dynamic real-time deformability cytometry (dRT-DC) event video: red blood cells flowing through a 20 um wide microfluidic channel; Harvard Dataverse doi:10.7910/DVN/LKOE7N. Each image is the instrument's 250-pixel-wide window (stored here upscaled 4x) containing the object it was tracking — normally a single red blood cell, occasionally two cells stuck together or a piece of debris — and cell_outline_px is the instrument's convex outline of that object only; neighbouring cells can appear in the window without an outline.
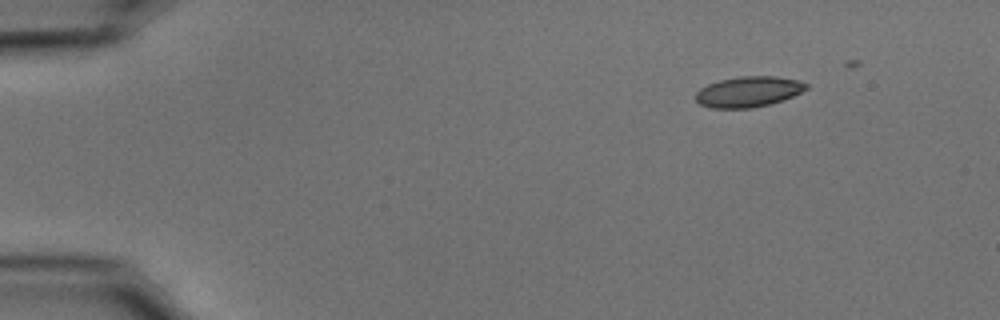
{"species": "common noctule bat (a hibernating species)", "species_latin": "Nyctalus noctula", "temperature_condition": "cold", "stored_images_in_passage": 18, "camera_frame_rate_fps": 3000, "um_per_image_px": 0.085, "animal": {"sex": "male", "body_mass_g": 15.6}, "frame": {"image": 1, "passage_image": 1, "time_ms": 0.0, "image_size_px": [1000, 320], "cell_outline_px": [[808, 88], [792, 96], [768, 104], [752, 108], [712, 108], [700, 104], [696, 100], [696, 92], [700, 88], [708, 84], [720, 80], [740, 76], [776, 76], [800, 80], [808, 84]], "centroid_in_image_um": [63.61, 7.78], "position_along_channel_um": 21.4, "area_um2": 19.59}}
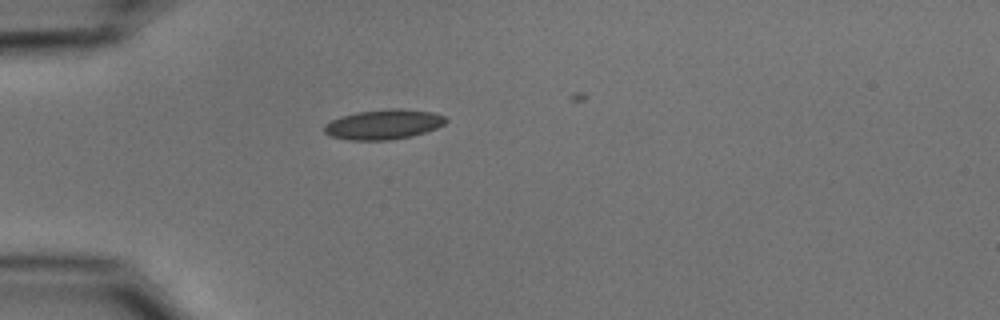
{"frame": {"image": 2, "passage_image": 10, "time_ms": 3.0, "image_size_px": [1000, 320], "cell_outline_px": [[448, 120], [444, 124], [436, 128], [412, 136], [392, 140], [348, 140], [332, 136], [324, 132], [324, 124], [340, 116], [356, 112], [388, 108], [400, 108], [432, 112], [444, 116]], "centroid_in_image_um": [32.6, 10.57], "position_along_channel_um": 52.4, "area_um2": 21.27}}
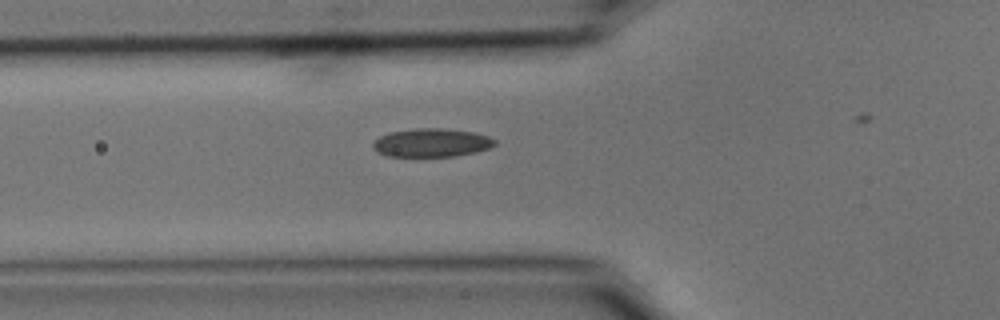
{"frame": {"image": 3, "passage_image": 14, "time_ms": 4.333, "image_size_px": [1000, 320], "cell_outline_px": [[496, 144], [488, 148], [476, 152], [456, 156], [388, 156], [376, 152], [372, 148], [372, 144], [380, 136], [388, 132], [416, 128], [440, 128], [476, 132], [488, 136], [496, 140]], "centroid_in_image_um": [36.68, 12.13], "position_along_channel_um": 89.1, "area_um2": 20.29}}